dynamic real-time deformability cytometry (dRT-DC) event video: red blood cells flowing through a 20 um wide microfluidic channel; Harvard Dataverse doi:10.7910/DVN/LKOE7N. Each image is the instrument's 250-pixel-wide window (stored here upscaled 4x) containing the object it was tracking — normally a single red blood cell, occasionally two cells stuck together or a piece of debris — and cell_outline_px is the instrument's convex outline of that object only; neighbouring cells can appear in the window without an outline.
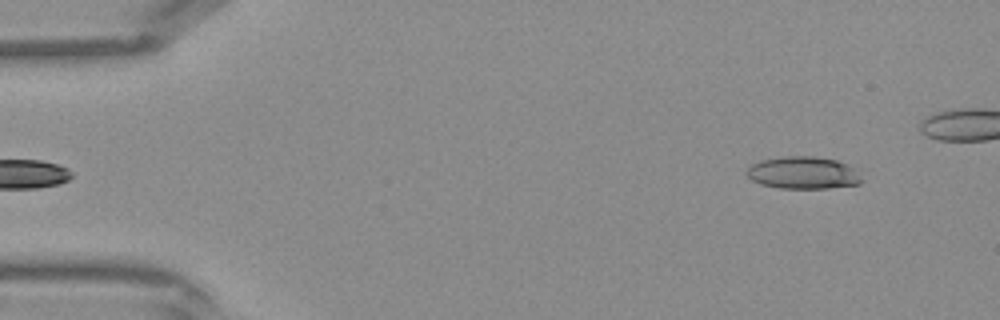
{"species": "Egyptian fruit bat (a non-hibernating species)", "species_latin": "Rousettus aegyptiacus", "temperature_condition": "warm", "stored_images_in_passage": 34, "camera_frame_rate_fps": 3000, "um_per_image_px": 0.085, "frame": {"image": 1, "passage_image": 1, "time_ms": 0.0, "image_size_px": [1000, 320], "cell_outline_px": [[864, 180], [860, 184], [828, 188], [780, 188], [760, 184], [752, 180], [744, 172], [752, 164], [760, 160], [784, 156], [812, 156], [836, 160], [852, 168]], "centroid_in_image_um": [68.23, 14.69], "position_along_channel_um": 16.8, "area_um2": 21.56}}
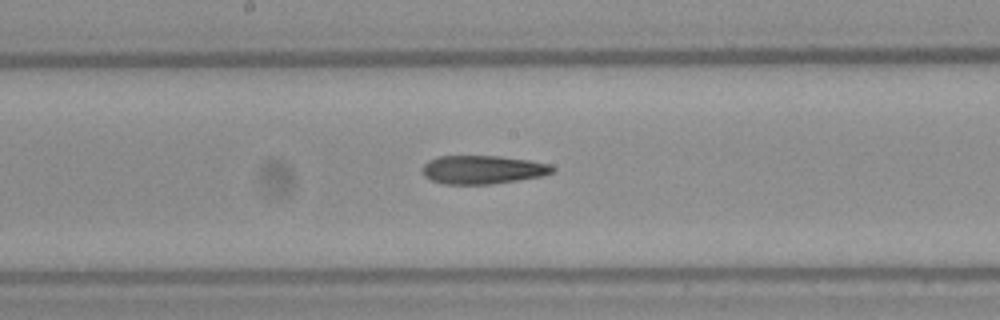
{"frame": {"image": 2, "passage_image": 19, "time_ms": 6.0, "image_size_px": [1000, 320], "cell_outline_px": [[556, 168], [552, 172], [544, 176], [492, 184], [444, 184], [432, 180], [424, 176], [424, 164], [428, 160], [436, 156], [500, 156], [528, 160], [552, 164]], "centroid_in_image_um": [41.06, 14.42], "position_along_channel_um": 207.1, "area_um2": 21.68}}
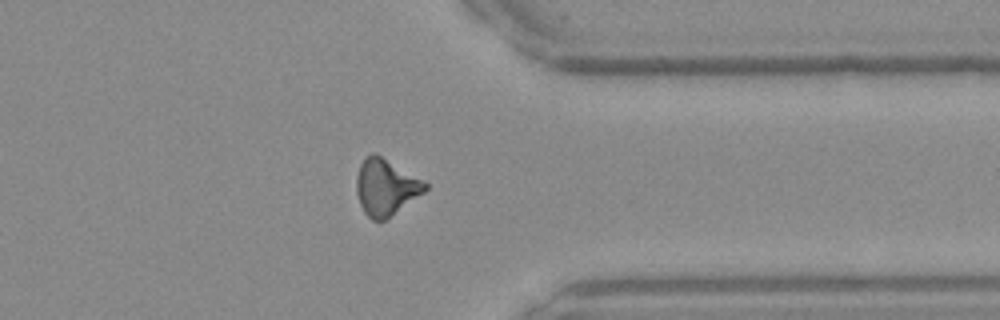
{"frame": {"image": 3, "passage_image": 30, "time_ms": 9.667, "image_size_px": [1000, 320], "cell_outline_px": [[428, 188], [424, 192], [384, 220], [372, 220], [364, 212], [360, 204], [356, 192], [356, 176], [360, 164], [364, 156], [372, 152], [376, 152], [428, 184]], "centroid_in_image_um": [32.74, 15.87], "position_along_channel_um": 378.7, "area_um2": 22.37}}